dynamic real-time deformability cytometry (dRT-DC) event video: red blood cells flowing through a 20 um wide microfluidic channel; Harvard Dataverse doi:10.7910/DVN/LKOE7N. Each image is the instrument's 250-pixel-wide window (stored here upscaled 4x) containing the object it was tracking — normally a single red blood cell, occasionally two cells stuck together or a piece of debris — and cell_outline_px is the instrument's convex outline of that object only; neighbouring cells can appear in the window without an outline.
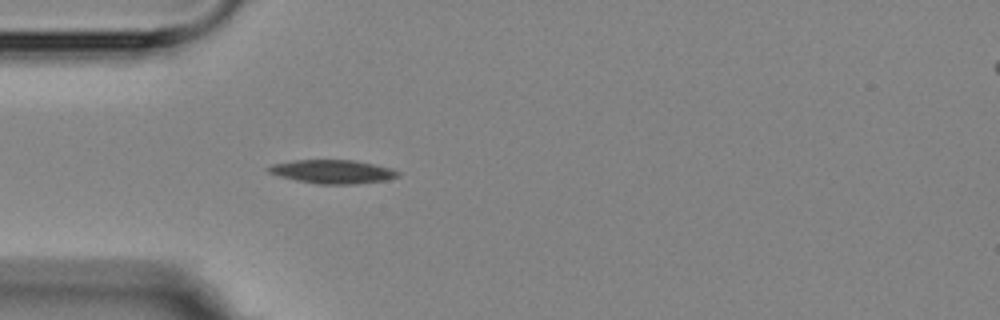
{"species": "Egyptian fruit bat (a non-hibernating species)", "species_latin": "Rousettus aegyptiacus", "temperature_condition": "room temperature", "stored_images_in_passage": 2, "segment_of_instrument_passage": [1, 2], "camera_frame_rate_fps": 3000, "um_per_image_px": 0.085, "animal": {"sex": "female"}, "frame": {"image": 1, "passage_image": 1, "time_ms": 0.0, "image_size_px": [1000, 320], "cell_outline_px": [[400, 176], [384, 180], [356, 184], [316, 184], [296, 180], [280, 176], [268, 172], [264, 168], [272, 164], [292, 160], [356, 160], [392, 168], [400, 172]], "centroid_in_image_um": [28.26, 14.58], "position_along_channel_um": 56.7, "area_um2": 17.98}}